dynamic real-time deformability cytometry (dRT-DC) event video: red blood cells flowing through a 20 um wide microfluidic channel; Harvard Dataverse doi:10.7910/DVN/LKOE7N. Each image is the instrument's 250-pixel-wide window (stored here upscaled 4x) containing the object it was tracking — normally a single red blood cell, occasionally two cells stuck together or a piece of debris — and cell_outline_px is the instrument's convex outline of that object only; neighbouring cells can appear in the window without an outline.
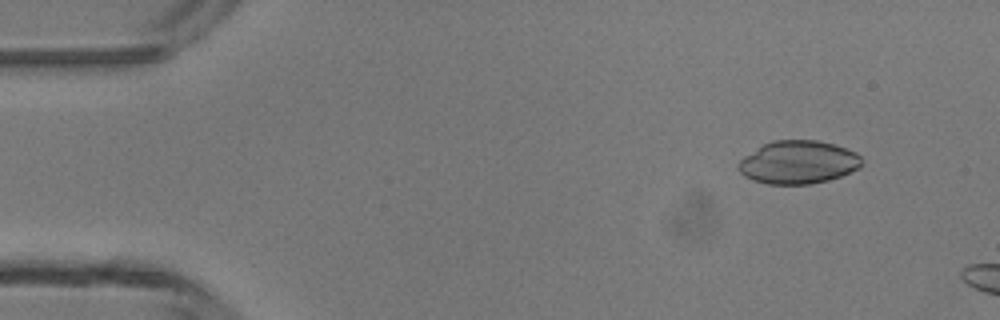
{"species": "common noctule bat (a hibernating species)", "species_latin": "Nyctalus noctula", "temperature_condition": "room temperature", "stored_images_in_passage": 3, "camera_frame_rate_fps": 3000, "um_per_image_px": 0.085, "animal": {"sex": "male", "body_mass_g": 13.3}, "frame": {"image": 1, "passage_image": 1, "time_ms": 0.0, "image_size_px": [1000, 320], "cell_outline_px": [[864, 160], [860, 168], [840, 176], [828, 180], [808, 184], [768, 184], [752, 180], [744, 176], [736, 168], [740, 160], [744, 156], [764, 144], [772, 140], [816, 140], [832, 144], [856, 152]], "centroid_in_image_um": [67.84, 13.8], "position_along_channel_um": 17.2, "area_um2": 30.98}}